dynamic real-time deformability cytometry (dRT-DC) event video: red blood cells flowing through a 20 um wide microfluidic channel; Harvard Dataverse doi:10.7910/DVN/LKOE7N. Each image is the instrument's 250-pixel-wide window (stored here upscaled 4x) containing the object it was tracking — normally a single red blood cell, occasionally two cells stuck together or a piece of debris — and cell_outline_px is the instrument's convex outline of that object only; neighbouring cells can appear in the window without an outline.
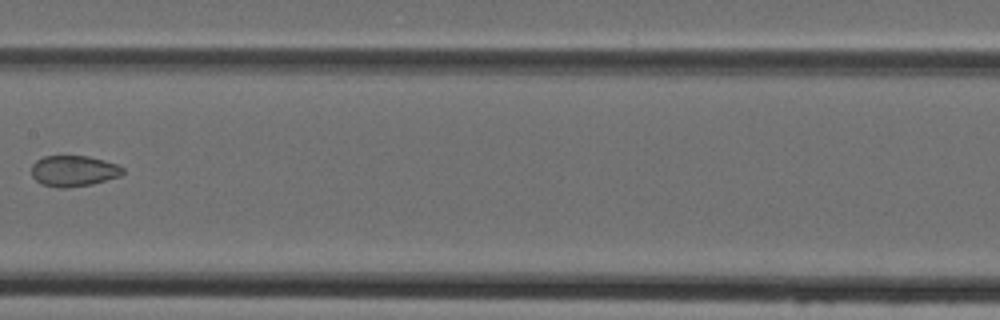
{"species": "Egyptian fruit bat (a non-hibernating species)", "species_latin": "Rousettus aegyptiacus", "temperature_condition": "cold", "stored_images_in_passage": 7, "camera_frame_rate_fps": 3000, "um_per_image_px": 0.085, "animal": {"sex": "female"}, "frame": {"image": 1, "passage_image": 6, "time_ms": 7.0, "image_size_px": [1000, 320], "cell_outline_px": [[124, 172], [120, 176], [92, 184], [68, 188], [60, 188], [40, 184], [32, 176], [32, 164], [36, 160], [44, 156], [88, 156], [104, 160], [116, 164], [124, 168]], "centroid_in_image_um": [6.25, 14.53], "position_along_channel_um": 201.2, "area_um2": 16.53}}
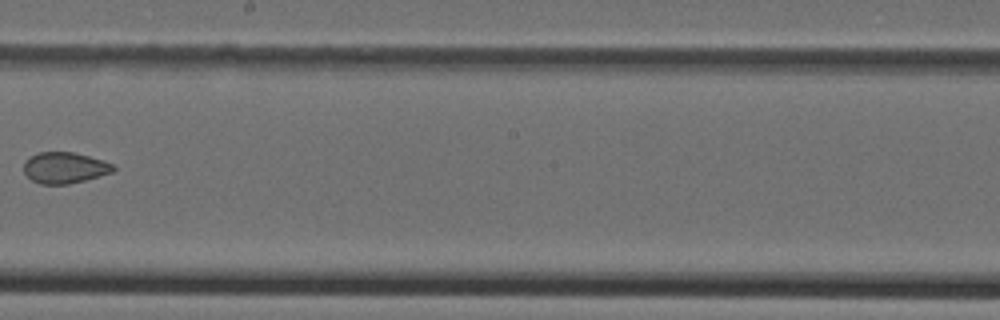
{"frame": {"image": 2, "passage_image": 7, "time_ms": 8.0, "image_size_px": [1000, 320], "cell_outline_px": [[116, 168], [112, 172], [84, 180], [68, 184], [40, 184], [32, 180], [24, 172], [24, 160], [40, 152], [72, 152], [88, 156], [112, 164]], "centroid_in_image_um": [5.46, 14.26], "position_along_channel_um": 242.7, "area_um2": 15.95}}